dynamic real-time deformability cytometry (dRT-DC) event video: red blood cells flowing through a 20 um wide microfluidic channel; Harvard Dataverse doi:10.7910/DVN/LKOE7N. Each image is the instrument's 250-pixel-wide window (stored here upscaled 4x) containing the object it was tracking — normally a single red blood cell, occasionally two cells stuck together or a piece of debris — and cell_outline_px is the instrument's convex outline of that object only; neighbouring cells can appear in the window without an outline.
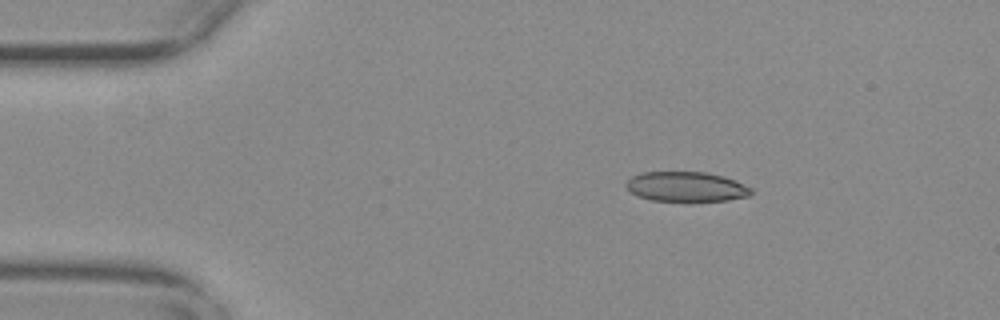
{"species": "common noctule bat (a hibernating species)", "species_latin": "Nyctalus noctula", "temperature_condition": "warm", "stored_images_in_passage": 39, "camera_frame_rate_fps": 3000, "um_per_image_px": 0.085, "animal": {"sex": "female", "body_mass_g": 29.2, "forearm_length_mm": 56.3}, "frame": {"image": 1, "passage_image": 1, "time_ms": 0.0, "image_size_px": [1000, 320], "cell_outline_px": [[752, 192], [748, 196], [728, 200], [688, 204], [652, 200], [636, 196], [628, 192], [624, 184], [632, 176], [640, 172], [704, 172], [724, 176], [736, 180], [752, 188]], "centroid_in_image_um": [58.3, 15.91], "position_along_channel_um": 26.7, "area_um2": 22.83}}
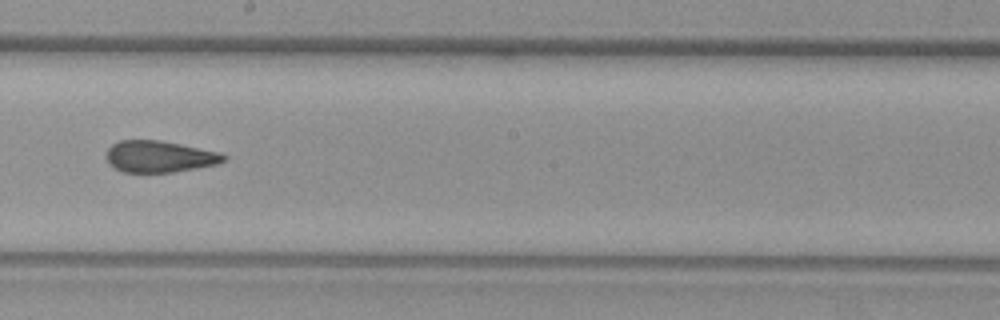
{"frame": {"image": 2, "passage_image": 23, "time_ms": 7.333, "image_size_px": [1000, 320], "cell_outline_px": [[228, 156], [224, 160], [216, 164], [196, 168], [172, 172], [124, 172], [108, 164], [104, 156], [108, 148], [112, 144], [120, 140], [160, 140], [220, 152]], "centroid_in_image_um": [13.51, 13.3], "position_along_channel_um": 234.7, "area_um2": 21.62}}
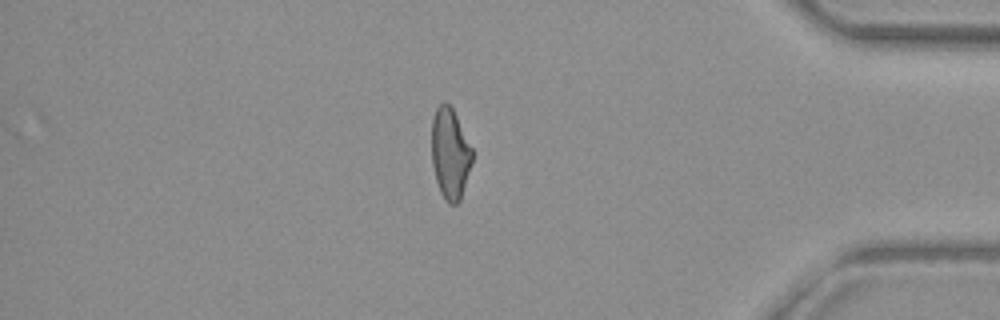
{"frame": {"image": 3, "passage_image": 39, "time_ms": 12.667, "image_size_px": [1000, 320], "cell_outline_px": [[472, 160], [460, 200], [456, 204], [448, 204], [444, 200], [440, 192], [436, 180], [432, 164], [432, 120], [436, 108], [444, 100], [452, 108], [472, 148]], "centroid_in_image_um": [38.24, 13.06], "position_along_channel_um": 397.0, "area_um2": 21.27}, "authors_computed_cell_mechanics": {"area_um2": 22.542, "velocity_mm_per_s": 3.711, "shape_relaxation_time_tau1_ms": null, "shape_relaxation_time_tau2_ms": 1.9045, "deformation_change_tau1": null, "deformation_change_tau2": 0.1057}}